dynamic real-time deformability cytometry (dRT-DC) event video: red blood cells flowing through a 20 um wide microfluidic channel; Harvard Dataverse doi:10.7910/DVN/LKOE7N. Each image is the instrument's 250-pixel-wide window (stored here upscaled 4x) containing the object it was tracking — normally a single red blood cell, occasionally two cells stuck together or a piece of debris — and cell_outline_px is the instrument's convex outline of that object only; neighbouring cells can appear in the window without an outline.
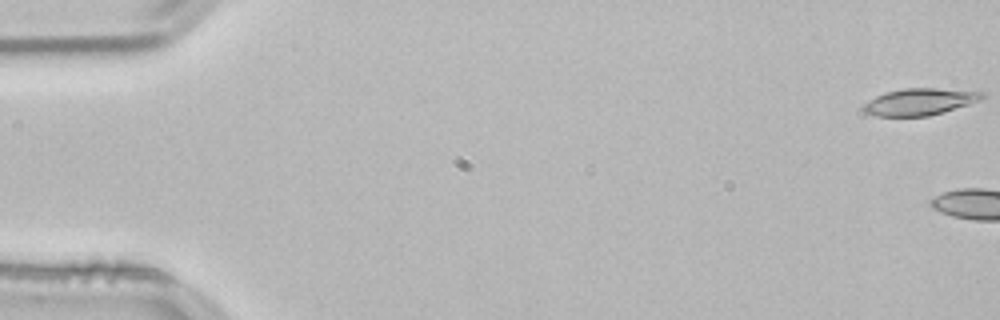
{"species": "common noctule bat (a hibernating species)", "species_latin": "Nyctalus noctula", "temperature_condition": "room temperature", "stored_images_in_passage": 5, "camera_frame_rate_fps": 3000, "um_per_image_px": 0.085, "animal": {"sex": "male", "body_mass_g": 21.5, "forearm_length_mm": 52.0}, "frame": {"image": 1, "passage_image": 1, "time_ms": 0.0, "image_size_px": [1000, 320], "cell_outline_px": [[984, 96], [980, 100], [968, 104], [928, 116], [876, 116], [864, 112], [864, 104], [876, 96], [884, 92], [904, 88], [936, 88], [984, 92]], "centroid_in_image_um": [78.15, 8.64], "position_along_channel_um": 6.8, "area_um2": 18.26}}